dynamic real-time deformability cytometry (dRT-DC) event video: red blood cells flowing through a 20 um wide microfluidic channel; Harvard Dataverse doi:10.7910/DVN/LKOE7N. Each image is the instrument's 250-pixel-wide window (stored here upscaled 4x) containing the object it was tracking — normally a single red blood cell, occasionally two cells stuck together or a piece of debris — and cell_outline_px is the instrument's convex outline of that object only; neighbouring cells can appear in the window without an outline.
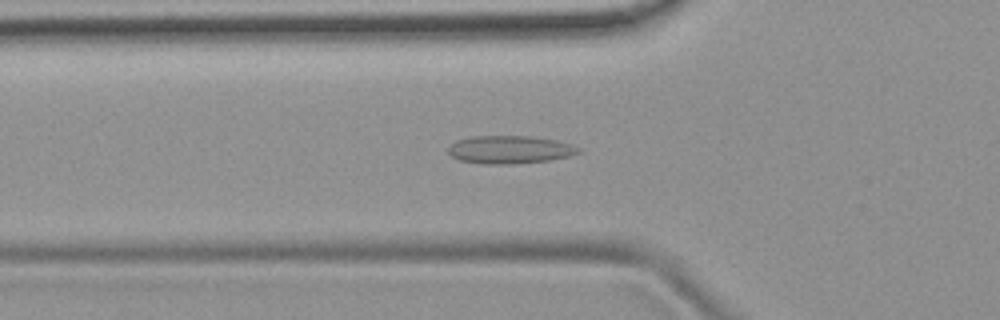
{"species": "common noctule bat (a hibernating species)", "species_latin": "Nyctalus noctula", "temperature_condition": "room temperature", "stored_images_in_passage": 53, "camera_frame_rate_fps": 3000, "um_per_image_px": 0.085, "animal": {"sex": "female", "body_mass_g": 19.9}, "frame": {"image": 1, "passage_image": 18, "time_ms": 5.667, "image_size_px": [1000, 320], "cell_outline_px": [[580, 152], [568, 156], [552, 160], [512, 164], [488, 164], [460, 160], [452, 156], [448, 152], [448, 148], [456, 140], [468, 136], [532, 136], [556, 140], [572, 144], [580, 148]], "centroid_in_image_um": [43.34, 12.71], "position_along_channel_um": 82.5, "area_um2": 21.27}}
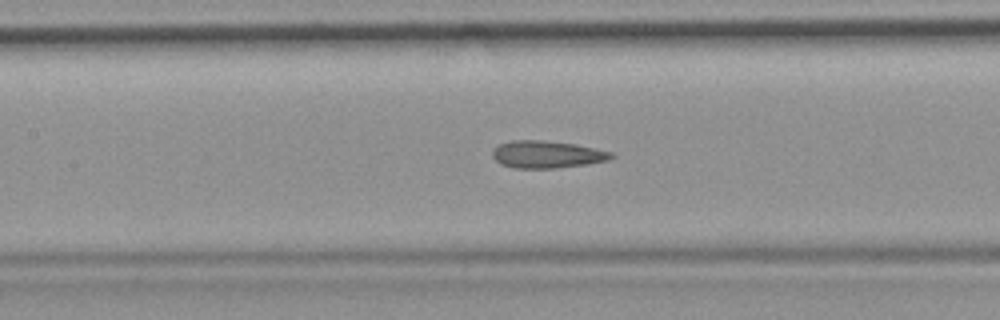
{"frame": {"image": 2, "passage_image": 24, "time_ms": 7.667, "image_size_px": [1000, 320], "cell_outline_px": [[616, 156], [608, 160], [584, 164], [556, 168], [512, 168], [500, 164], [492, 156], [492, 152], [500, 144], [512, 140], [544, 140], [576, 144], [612, 152]], "centroid_in_image_um": [46.48, 13.12], "position_along_channel_um": 160.9, "area_um2": 18.84}}
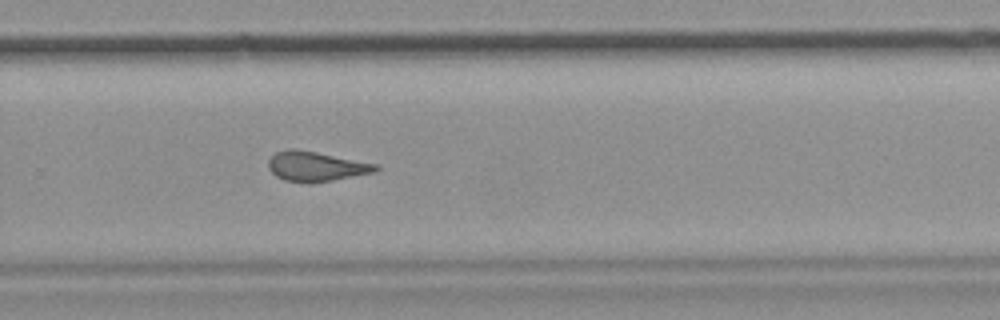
{"frame": {"image": 3, "passage_image": 35, "time_ms": 11.333, "image_size_px": [1000, 320], "cell_outline_px": [[380, 168], [376, 172], [332, 180], [284, 180], [276, 176], [268, 168], [268, 160], [276, 152], [288, 148], [296, 148], [380, 164]], "centroid_in_image_um": [26.9, 14.09], "position_along_channel_um": 302.9, "area_um2": 18.26}, "authors_computed_cell_mechanics": {"area_um2": 19.3052, "velocity_mm_per_s": 3.8916, "shape_relaxation_time_tau1_ms": null, "shape_relaxation_time_tau2_ms": 2.5212, "deformation_change_tau1": null, "deformation_change_tau2": 0.1098}}